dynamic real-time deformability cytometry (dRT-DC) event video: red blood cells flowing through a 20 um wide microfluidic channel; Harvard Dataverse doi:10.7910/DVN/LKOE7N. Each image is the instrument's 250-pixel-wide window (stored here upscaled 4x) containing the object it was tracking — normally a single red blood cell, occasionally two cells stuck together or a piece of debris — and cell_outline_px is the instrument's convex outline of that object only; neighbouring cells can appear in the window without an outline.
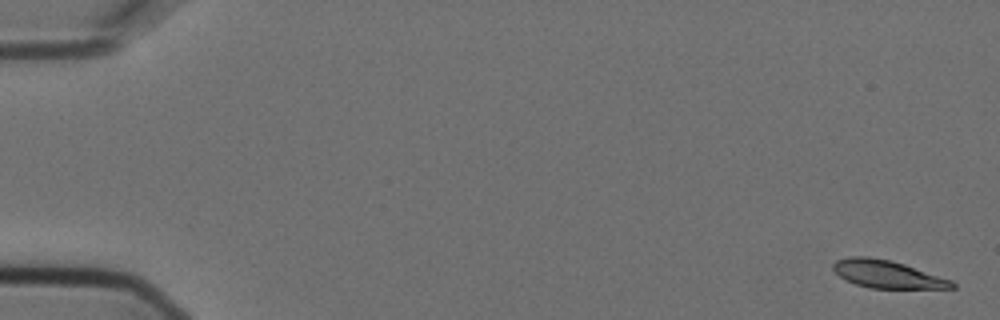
{"species": "Egyptian fruit bat (a non-hibernating species)", "species_latin": "Rousettus aegyptiacus", "temperature_condition": "cold", "stored_images_in_passage": 6, "segment_of_instrument_passage": [1, 2], "camera_frame_rate_fps": 3000, "um_per_image_px": 0.085, "animal": {"sex": "female"}, "frame": {"image": 1, "passage_image": 1, "time_ms": 0.0, "image_size_px": [1000, 320], "cell_outline_px": [[956, 288], [868, 288], [844, 280], [832, 268], [832, 264], [836, 260], [848, 256], [868, 256], [892, 260], [952, 280], [956, 284]], "centroid_in_image_um": [75.39, 23.3], "position_along_channel_um": 9.6, "area_um2": 19.25}}
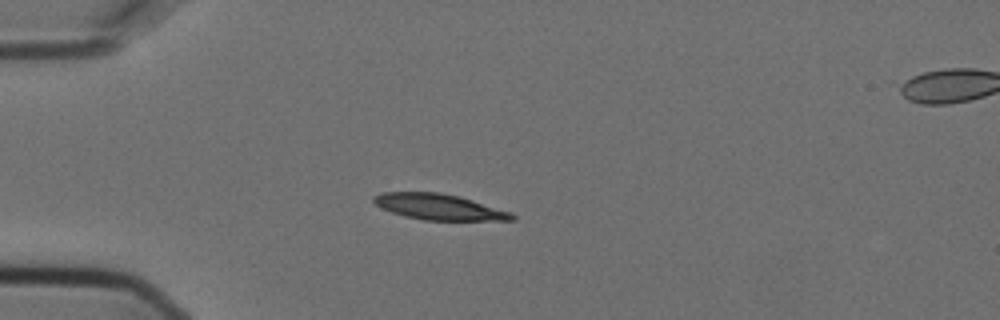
{"frame": {"image": 2, "passage_image": 5, "time_ms": 1.333, "image_size_px": [1000, 320], "cell_outline_px": [[516, 220], [424, 220], [404, 216], [380, 208], [372, 200], [372, 196], [380, 192], [440, 192], [460, 196], [512, 212], [516, 216]], "centroid_in_image_um": [37.31, 17.58], "position_along_channel_um": 47.7, "area_um2": 20.98}}